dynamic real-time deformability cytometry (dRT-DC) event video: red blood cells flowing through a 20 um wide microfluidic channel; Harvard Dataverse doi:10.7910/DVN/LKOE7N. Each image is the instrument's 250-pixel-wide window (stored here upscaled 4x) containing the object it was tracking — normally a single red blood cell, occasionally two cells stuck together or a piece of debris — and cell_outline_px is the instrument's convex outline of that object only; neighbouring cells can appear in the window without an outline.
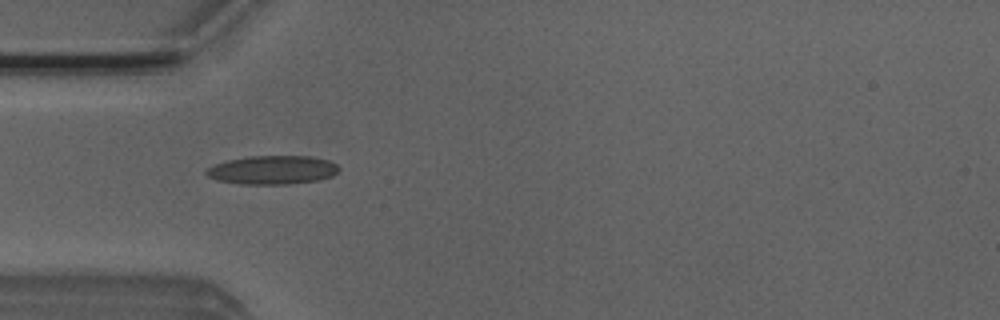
{"species": "Egyptian fruit bat (a non-hibernating species)", "species_latin": "Rousettus aegyptiacus", "temperature_condition": "room temperature", "stored_images_in_passage": 9, "camera_frame_rate_fps": 3000, "um_per_image_px": 0.085, "animal": {"sex": "male"}, "frame": {"image": 1, "passage_image": 4, "time_ms": 1.0, "image_size_px": [1000, 320], "cell_outline_px": [[340, 168], [332, 176], [320, 180], [288, 184], [240, 184], [216, 180], [208, 176], [204, 172], [208, 168], [216, 164], [228, 160], [248, 156], [312, 156], [328, 160], [336, 164]], "centroid_in_image_um": [23.17, 14.45], "position_along_channel_um": 61.8, "area_um2": 22.2}}
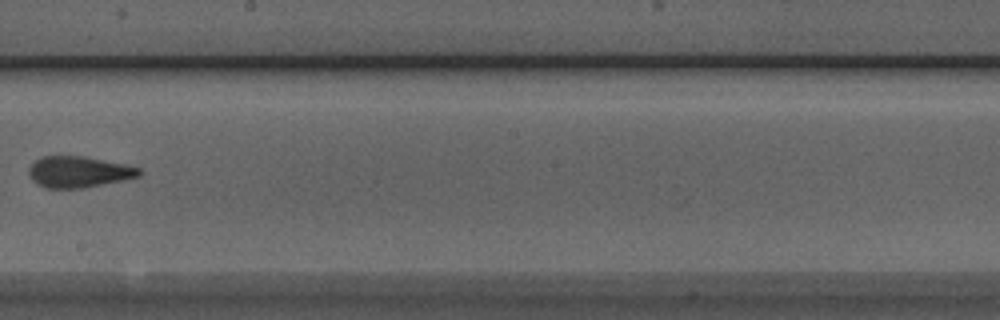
{"frame": {"image": 2, "passage_image": 8, "time_ms": 2.333, "image_size_px": [1000, 320], "cell_outline_px": [[140, 176], [80, 188], [44, 188], [36, 184], [28, 176], [28, 168], [36, 160], [44, 156], [84, 156], [124, 164], [140, 168]], "centroid_in_image_um": [6.62, 14.61], "position_along_channel_um": 241.6, "area_um2": 19.83}}
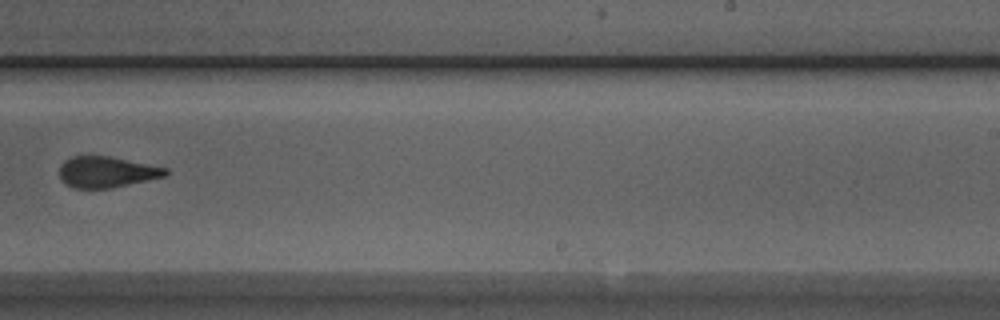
{"frame": {"image": 3, "passage_image": 9, "time_ms": 2.667, "image_size_px": [1000, 320], "cell_outline_px": [[168, 176], [108, 188], [72, 188], [64, 184], [60, 180], [60, 164], [64, 160], [72, 156], [108, 156], [168, 168]], "centroid_in_image_um": [9.04, 14.62], "position_along_channel_um": 280.0, "area_um2": 19.19}}